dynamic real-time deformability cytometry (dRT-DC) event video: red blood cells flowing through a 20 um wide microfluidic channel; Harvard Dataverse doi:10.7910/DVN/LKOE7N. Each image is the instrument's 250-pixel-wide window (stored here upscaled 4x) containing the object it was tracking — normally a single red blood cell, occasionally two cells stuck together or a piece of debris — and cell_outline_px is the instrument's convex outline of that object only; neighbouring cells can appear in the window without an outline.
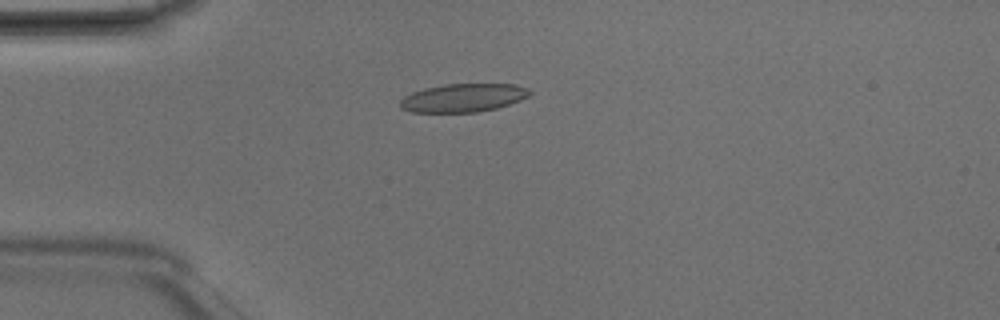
{"species": "Egyptian fruit bat (a non-hibernating species)", "species_latin": "Rousettus aegyptiacus", "temperature_condition": "room temperature", "stored_images_in_passage": 1, "camera_frame_rate_fps": 3000, "um_per_image_px": 0.085, "animal": {"sex": "male"}, "frame": {"image": 1, "passage_image": 1, "time_ms": 0.0, "image_size_px": [1000, 320], "cell_outline_px": [[532, 92], [528, 96], [520, 100], [496, 108], [476, 112], [412, 112], [400, 108], [400, 100], [404, 96], [412, 92], [424, 88], [444, 84], [516, 84], [528, 88]], "centroid_in_image_um": [39.36, 8.31], "position_along_channel_um": 45.6, "area_um2": 21.39}}